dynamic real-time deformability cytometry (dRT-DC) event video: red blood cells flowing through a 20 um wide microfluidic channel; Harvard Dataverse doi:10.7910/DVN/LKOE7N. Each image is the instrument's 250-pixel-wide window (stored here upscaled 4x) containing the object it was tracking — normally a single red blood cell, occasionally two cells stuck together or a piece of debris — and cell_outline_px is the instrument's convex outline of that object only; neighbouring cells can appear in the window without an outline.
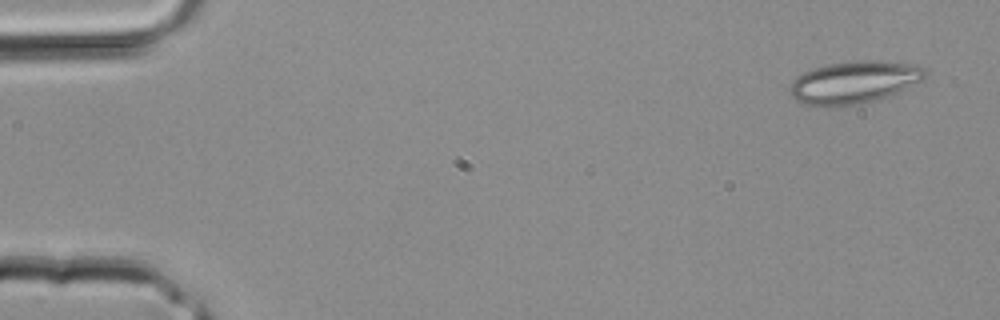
{"species": "common noctule bat (a hibernating species)", "species_latin": "Nyctalus noctula", "temperature_condition": "room temperature", "stored_images_in_passage": 3, "camera_frame_rate_fps": 3000, "um_per_image_px": 0.085, "animal": {"sex": "male", "body_mass_g": 20.4}, "frame": {"image": 1, "passage_image": 1, "time_ms": 0.0, "image_size_px": [1000, 320], "cell_outline_px": [[928, 72], [924, 80], [896, 92], [872, 100], [856, 104], [824, 108], [804, 104], [796, 100], [788, 92], [788, 88], [792, 80], [796, 76], [804, 72], [828, 64], [856, 60], [876, 60], [916, 64], [924, 68]], "centroid_in_image_um": [72.56, 6.99], "position_along_channel_um": 12.4, "area_um2": 33.58}}